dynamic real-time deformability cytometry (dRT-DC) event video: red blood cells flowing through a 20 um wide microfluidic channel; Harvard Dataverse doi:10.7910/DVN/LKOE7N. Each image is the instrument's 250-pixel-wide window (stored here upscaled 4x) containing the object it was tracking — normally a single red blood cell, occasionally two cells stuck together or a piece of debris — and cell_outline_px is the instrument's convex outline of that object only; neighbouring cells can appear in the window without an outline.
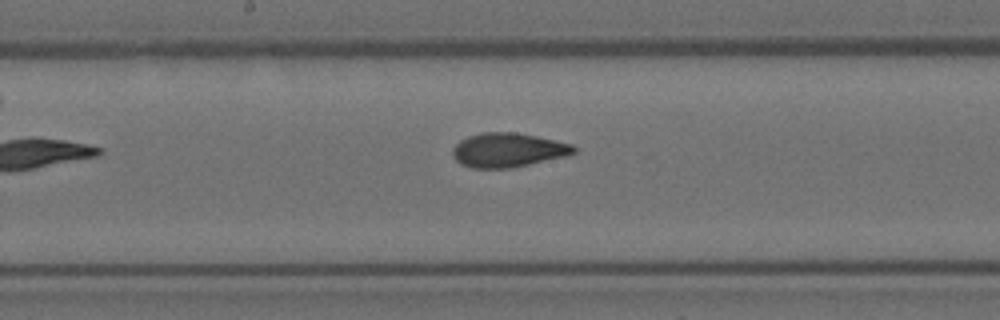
{"species": "Egyptian fruit bat (a non-hibernating species)", "species_latin": "Rousettus aegyptiacus", "temperature_condition": "room temperature", "stored_images_in_passage": 8, "camera_frame_rate_fps": 3000, "um_per_image_px": 0.085, "animal": {"sex": "female"}, "frame": {"image": 1, "passage_image": 8, "time_ms": 2.333, "image_size_px": [1000, 320], "cell_outline_px": [[576, 152], [568, 156], [512, 168], [472, 168], [460, 164], [452, 156], [452, 148], [460, 140], [468, 136], [484, 132], [516, 132], [536, 136], [572, 144], [576, 148]], "centroid_in_image_um": [43.17, 12.76], "position_along_channel_um": 205.0, "area_um2": 24.33}}